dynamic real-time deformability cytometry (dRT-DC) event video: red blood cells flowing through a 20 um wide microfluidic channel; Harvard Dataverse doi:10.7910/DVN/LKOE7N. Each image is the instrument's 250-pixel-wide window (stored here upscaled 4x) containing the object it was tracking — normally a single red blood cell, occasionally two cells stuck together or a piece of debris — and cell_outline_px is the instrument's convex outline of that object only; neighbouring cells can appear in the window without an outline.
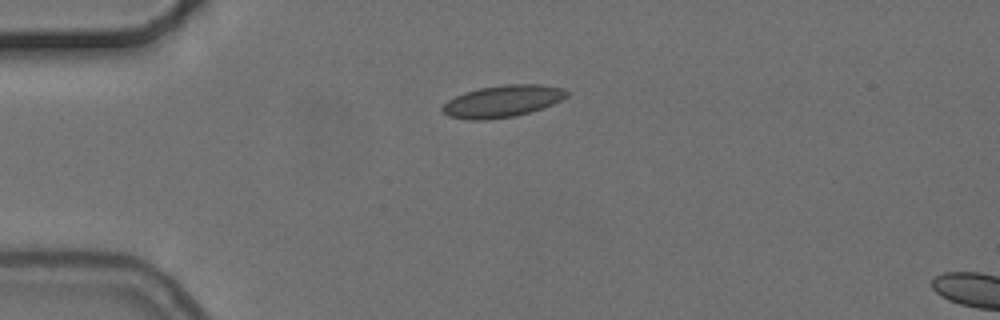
{"species": "common noctule bat (a hibernating species)", "species_latin": "Nyctalus noctula", "temperature_condition": "cold", "stored_images_in_passage": 2, "camera_frame_rate_fps": 3000, "um_per_image_px": 0.085, "animal": {"sex": "female", "body_mass_g": 24.6, "forearm_length_mm": 56.2}, "frame": {"image": 1, "passage_image": 1, "time_ms": 0.0, "image_size_px": [1000, 320], "cell_outline_px": [[568, 96], [552, 104], [516, 116], [488, 120], [468, 120], [448, 116], [440, 108], [448, 100], [464, 92], [480, 88], [504, 84], [540, 84], [564, 88], [568, 92]], "centroid_in_image_um": [42.69, 8.6], "position_along_channel_um": 42.3, "area_um2": 23.12}}